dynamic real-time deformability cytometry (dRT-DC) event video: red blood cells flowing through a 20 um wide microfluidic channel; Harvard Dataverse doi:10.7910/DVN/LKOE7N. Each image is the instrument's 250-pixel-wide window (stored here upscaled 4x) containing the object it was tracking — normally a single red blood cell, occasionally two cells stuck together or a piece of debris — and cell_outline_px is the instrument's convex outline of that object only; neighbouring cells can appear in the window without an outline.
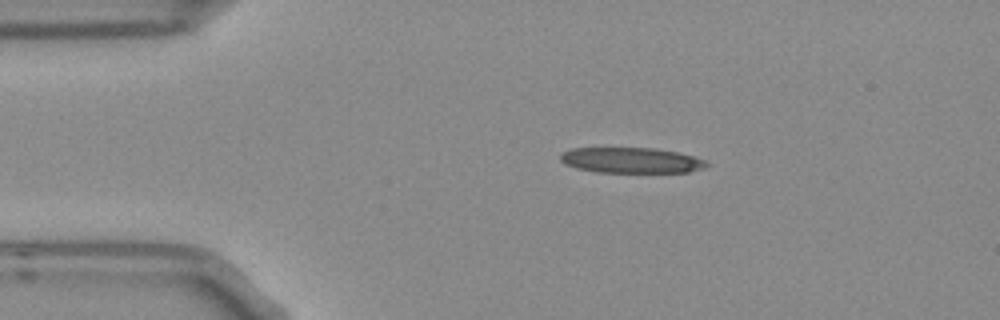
{"species": "Egyptian fruit bat (a non-hibernating species)", "species_latin": "Rousettus aegyptiacus", "temperature_condition": "room temperature", "stored_images_in_passage": 3, "camera_frame_rate_fps": 3000, "um_per_image_px": 0.085, "frame": {"image": 1, "passage_image": 2, "time_ms": 0.333, "image_size_px": [1000, 320], "cell_outline_px": [[708, 164], [704, 168], [688, 172], [596, 172], [576, 168], [564, 164], [560, 160], [560, 152], [572, 148], [656, 148], [676, 152], [692, 156], [704, 160]], "centroid_in_image_um": [53.59, 13.62], "position_along_channel_um": 31.4, "area_um2": 21.73}}